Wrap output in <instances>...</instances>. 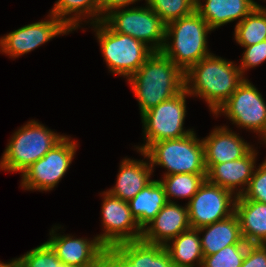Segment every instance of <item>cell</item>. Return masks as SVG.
<instances>
[{
    "mask_svg": "<svg viewBox=\"0 0 266 267\" xmlns=\"http://www.w3.org/2000/svg\"><path fill=\"white\" fill-rule=\"evenodd\" d=\"M234 40L240 46H251L266 40V7L258 4L235 25Z\"/></svg>",
    "mask_w": 266,
    "mask_h": 267,
    "instance_id": "obj_26",
    "label": "cell"
},
{
    "mask_svg": "<svg viewBox=\"0 0 266 267\" xmlns=\"http://www.w3.org/2000/svg\"><path fill=\"white\" fill-rule=\"evenodd\" d=\"M202 141L205 164H220L242 158L254 146L226 125L216 126Z\"/></svg>",
    "mask_w": 266,
    "mask_h": 267,
    "instance_id": "obj_17",
    "label": "cell"
},
{
    "mask_svg": "<svg viewBox=\"0 0 266 267\" xmlns=\"http://www.w3.org/2000/svg\"><path fill=\"white\" fill-rule=\"evenodd\" d=\"M190 228L187 205L183 207L176 201L167 202L155 218L142 229L141 240L165 246Z\"/></svg>",
    "mask_w": 266,
    "mask_h": 267,
    "instance_id": "obj_16",
    "label": "cell"
},
{
    "mask_svg": "<svg viewBox=\"0 0 266 267\" xmlns=\"http://www.w3.org/2000/svg\"><path fill=\"white\" fill-rule=\"evenodd\" d=\"M48 19L24 25L0 37V53L10 58H19L49 42L56 36L68 35L72 30L56 16L49 13Z\"/></svg>",
    "mask_w": 266,
    "mask_h": 267,
    "instance_id": "obj_11",
    "label": "cell"
},
{
    "mask_svg": "<svg viewBox=\"0 0 266 267\" xmlns=\"http://www.w3.org/2000/svg\"><path fill=\"white\" fill-rule=\"evenodd\" d=\"M200 238L198 229L190 228L164 246L174 267L202 266L204 255Z\"/></svg>",
    "mask_w": 266,
    "mask_h": 267,
    "instance_id": "obj_24",
    "label": "cell"
},
{
    "mask_svg": "<svg viewBox=\"0 0 266 267\" xmlns=\"http://www.w3.org/2000/svg\"><path fill=\"white\" fill-rule=\"evenodd\" d=\"M151 168L161 166L167 170L163 176L191 173L207 174L204 145L195 131L179 138L151 143L144 151Z\"/></svg>",
    "mask_w": 266,
    "mask_h": 267,
    "instance_id": "obj_5",
    "label": "cell"
},
{
    "mask_svg": "<svg viewBox=\"0 0 266 267\" xmlns=\"http://www.w3.org/2000/svg\"><path fill=\"white\" fill-rule=\"evenodd\" d=\"M15 259L16 267H62V262L47 242Z\"/></svg>",
    "mask_w": 266,
    "mask_h": 267,
    "instance_id": "obj_29",
    "label": "cell"
},
{
    "mask_svg": "<svg viewBox=\"0 0 266 267\" xmlns=\"http://www.w3.org/2000/svg\"><path fill=\"white\" fill-rule=\"evenodd\" d=\"M236 196L207 180L186 203L190 227L194 229L221 221L235 213Z\"/></svg>",
    "mask_w": 266,
    "mask_h": 267,
    "instance_id": "obj_12",
    "label": "cell"
},
{
    "mask_svg": "<svg viewBox=\"0 0 266 267\" xmlns=\"http://www.w3.org/2000/svg\"><path fill=\"white\" fill-rule=\"evenodd\" d=\"M236 200H254L266 204V158L256 167L247 189Z\"/></svg>",
    "mask_w": 266,
    "mask_h": 267,
    "instance_id": "obj_31",
    "label": "cell"
},
{
    "mask_svg": "<svg viewBox=\"0 0 266 267\" xmlns=\"http://www.w3.org/2000/svg\"><path fill=\"white\" fill-rule=\"evenodd\" d=\"M167 24L173 20L191 15L196 0H146V3Z\"/></svg>",
    "mask_w": 266,
    "mask_h": 267,
    "instance_id": "obj_28",
    "label": "cell"
},
{
    "mask_svg": "<svg viewBox=\"0 0 266 267\" xmlns=\"http://www.w3.org/2000/svg\"><path fill=\"white\" fill-rule=\"evenodd\" d=\"M115 247L137 267H174L168 251L163 245L145 241L122 242Z\"/></svg>",
    "mask_w": 266,
    "mask_h": 267,
    "instance_id": "obj_25",
    "label": "cell"
},
{
    "mask_svg": "<svg viewBox=\"0 0 266 267\" xmlns=\"http://www.w3.org/2000/svg\"><path fill=\"white\" fill-rule=\"evenodd\" d=\"M187 96L190 95L184 89L141 115L144 142L140 146L134 145L137 151H144L151 143L179 139L194 131V129H184Z\"/></svg>",
    "mask_w": 266,
    "mask_h": 267,
    "instance_id": "obj_7",
    "label": "cell"
},
{
    "mask_svg": "<svg viewBox=\"0 0 266 267\" xmlns=\"http://www.w3.org/2000/svg\"><path fill=\"white\" fill-rule=\"evenodd\" d=\"M0 267H16V259L9 260V262L0 261Z\"/></svg>",
    "mask_w": 266,
    "mask_h": 267,
    "instance_id": "obj_36",
    "label": "cell"
},
{
    "mask_svg": "<svg viewBox=\"0 0 266 267\" xmlns=\"http://www.w3.org/2000/svg\"><path fill=\"white\" fill-rule=\"evenodd\" d=\"M205 180L206 174L179 173L163 176L159 182L164 187L168 202H174L173 198L189 202Z\"/></svg>",
    "mask_w": 266,
    "mask_h": 267,
    "instance_id": "obj_27",
    "label": "cell"
},
{
    "mask_svg": "<svg viewBox=\"0 0 266 267\" xmlns=\"http://www.w3.org/2000/svg\"><path fill=\"white\" fill-rule=\"evenodd\" d=\"M144 158L135 160L125 157L120 162L119 173L114 187L106 190L112 196L124 201H129L140 192L152 180L153 169L151 168L148 157L143 151H137ZM146 159V160H145ZM145 160V161H144Z\"/></svg>",
    "mask_w": 266,
    "mask_h": 267,
    "instance_id": "obj_18",
    "label": "cell"
},
{
    "mask_svg": "<svg viewBox=\"0 0 266 267\" xmlns=\"http://www.w3.org/2000/svg\"><path fill=\"white\" fill-rule=\"evenodd\" d=\"M138 1L140 2L141 0H100V21H102L111 11L125 7L127 8L129 5L136 4Z\"/></svg>",
    "mask_w": 266,
    "mask_h": 267,
    "instance_id": "obj_35",
    "label": "cell"
},
{
    "mask_svg": "<svg viewBox=\"0 0 266 267\" xmlns=\"http://www.w3.org/2000/svg\"><path fill=\"white\" fill-rule=\"evenodd\" d=\"M62 267H74V266H67V265L62 263ZM83 267H102V266H83Z\"/></svg>",
    "mask_w": 266,
    "mask_h": 267,
    "instance_id": "obj_37",
    "label": "cell"
},
{
    "mask_svg": "<svg viewBox=\"0 0 266 267\" xmlns=\"http://www.w3.org/2000/svg\"><path fill=\"white\" fill-rule=\"evenodd\" d=\"M127 81L137 98L140 116L185 89V73L162 52H153Z\"/></svg>",
    "mask_w": 266,
    "mask_h": 267,
    "instance_id": "obj_2",
    "label": "cell"
},
{
    "mask_svg": "<svg viewBox=\"0 0 266 267\" xmlns=\"http://www.w3.org/2000/svg\"><path fill=\"white\" fill-rule=\"evenodd\" d=\"M245 50L242 53L239 69L245 77V71L255 68L266 61V40L251 46H241Z\"/></svg>",
    "mask_w": 266,
    "mask_h": 267,
    "instance_id": "obj_32",
    "label": "cell"
},
{
    "mask_svg": "<svg viewBox=\"0 0 266 267\" xmlns=\"http://www.w3.org/2000/svg\"><path fill=\"white\" fill-rule=\"evenodd\" d=\"M253 146L242 158L220 164H205L206 180L241 196L248 187L256 169L257 154Z\"/></svg>",
    "mask_w": 266,
    "mask_h": 267,
    "instance_id": "obj_15",
    "label": "cell"
},
{
    "mask_svg": "<svg viewBox=\"0 0 266 267\" xmlns=\"http://www.w3.org/2000/svg\"><path fill=\"white\" fill-rule=\"evenodd\" d=\"M102 199L101 223L103 232L96 235L105 246L141 239L142 229L130 211L128 201L112 196L107 191L100 193Z\"/></svg>",
    "mask_w": 266,
    "mask_h": 267,
    "instance_id": "obj_13",
    "label": "cell"
},
{
    "mask_svg": "<svg viewBox=\"0 0 266 267\" xmlns=\"http://www.w3.org/2000/svg\"><path fill=\"white\" fill-rule=\"evenodd\" d=\"M218 115L228 117L237 128L256 133L259 142L266 146V102L247 78L213 116Z\"/></svg>",
    "mask_w": 266,
    "mask_h": 267,
    "instance_id": "obj_9",
    "label": "cell"
},
{
    "mask_svg": "<svg viewBox=\"0 0 266 267\" xmlns=\"http://www.w3.org/2000/svg\"><path fill=\"white\" fill-rule=\"evenodd\" d=\"M257 5L254 0H196L195 11L215 30L237 20L238 24Z\"/></svg>",
    "mask_w": 266,
    "mask_h": 267,
    "instance_id": "obj_19",
    "label": "cell"
},
{
    "mask_svg": "<svg viewBox=\"0 0 266 267\" xmlns=\"http://www.w3.org/2000/svg\"><path fill=\"white\" fill-rule=\"evenodd\" d=\"M61 225H54L46 241L57 254L58 259L67 266H102L105 246L97 236L92 239L76 238L74 235L57 233ZM59 229V230H58Z\"/></svg>",
    "mask_w": 266,
    "mask_h": 267,
    "instance_id": "obj_14",
    "label": "cell"
},
{
    "mask_svg": "<svg viewBox=\"0 0 266 267\" xmlns=\"http://www.w3.org/2000/svg\"><path fill=\"white\" fill-rule=\"evenodd\" d=\"M110 73L128 79L153 51L132 36L114 32L103 20L90 24Z\"/></svg>",
    "mask_w": 266,
    "mask_h": 267,
    "instance_id": "obj_6",
    "label": "cell"
},
{
    "mask_svg": "<svg viewBox=\"0 0 266 267\" xmlns=\"http://www.w3.org/2000/svg\"><path fill=\"white\" fill-rule=\"evenodd\" d=\"M103 21L114 32L132 36L153 52H161L164 46L166 23L147 4L113 10Z\"/></svg>",
    "mask_w": 266,
    "mask_h": 267,
    "instance_id": "obj_8",
    "label": "cell"
},
{
    "mask_svg": "<svg viewBox=\"0 0 266 267\" xmlns=\"http://www.w3.org/2000/svg\"><path fill=\"white\" fill-rule=\"evenodd\" d=\"M241 267H266V244H248Z\"/></svg>",
    "mask_w": 266,
    "mask_h": 267,
    "instance_id": "obj_33",
    "label": "cell"
},
{
    "mask_svg": "<svg viewBox=\"0 0 266 267\" xmlns=\"http://www.w3.org/2000/svg\"><path fill=\"white\" fill-rule=\"evenodd\" d=\"M198 233L200 236L202 234L200 241L204 256L217 253L232 244H248L242 238L235 213L226 219L198 228Z\"/></svg>",
    "mask_w": 266,
    "mask_h": 267,
    "instance_id": "obj_20",
    "label": "cell"
},
{
    "mask_svg": "<svg viewBox=\"0 0 266 267\" xmlns=\"http://www.w3.org/2000/svg\"><path fill=\"white\" fill-rule=\"evenodd\" d=\"M243 240L248 244H266V204L254 200H236Z\"/></svg>",
    "mask_w": 266,
    "mask_h": 267,
    "instance_id": "obj_21",
    "label": "cell"
},
{
    "mask_svg": "<svg viewBox=\"0 0 266 267\" xmlns=\"http://www.w3.org/2000/svg\"><path fill=\"white\" fill-rule=\"evenodd\" d=\"M65 136L21 174V188L49 192L63 179L75 157L78 142Z\"/></svg>",
    "mask_w": 266,
    "mask_h": 267,
    "instance_id": "obj_10",
    "label": "cell"
},
{
    "mask_svg": "<svg viewBox=\"0 0 266 267\" xmlns=\"http://www.w3.org/2000/svg\"><path fill=\"white\" fill-rule=\"evenodd\" d=\"M65 136L34 119L28 121L9 139L0 160V169L22 174Z\"/></svg>",
    "mask_w": 266,
    "mask_h": 267,
    "instance_id": "obj_4",
    "label": "cell"
},
{
    "mask_svg": "<svg viewBox=\"0 0 266 267\" xmlns=\"http://www.w3.org/2000/svg\"><path fill=\"white\" fill-rule=\"evenodd\" d=\"M53 5L50 13L72 31L80 28L82 22L90 25L100 21V0H57Z\"/></svg>",
    "mask_w": 266,
    "mask_h": 267,
    "instance_id": "obj_23",
    "label": "cell"
},
{
    "mask_svg": "<svg viewBox=\"0 0 266 267\" xmlns=\"http://www.w3.org/2000/svg\"><path fill=\"white\" fill-rule=\"evenodd\" d=\"M211 31L208 23L194 11L189 16L166 24L161 52L186 73L201 59L212 54L207 42Z\"/></svg>",
    "mask_w": 266,
    "mask_h": 267,
    "instance_id": "obj_3",
    "label": "cell"
},
{
    "mask_svg": "<svg viewBox=\"0 0 266 267\" xmlns=\"http://www.w3.org/2000/svg\"><path fill=\"white\" fill-rule=\"evenodd\" d=\"M102 267H137L134 266L115 246L104 248Z\"/></svg>",
    "mask_w": 266,
    "mask_h": 267,
    "instance_id": "obj_34",
    "label": "cell"
},
{
    "mask_svg": "<svg viewBox=\"0 0 266 267\" xmlns=\"http://www.w3.org/2000/svg\"><path fill=\"white\" fill-rule=\"evenodd\" d=\"M245 78L235 62L212 53L185 73V89L190 97L204 99L214 115Z\"/></svg>",
    "mask_w": 266,
    "mask_h": 267,
    "instance_id": "obj_1",
    "label": "cell"
},
{
    "mask_svg": "<svg viewBox=\"0 0 266 267\" xmlns=\"http://www.w3.org/2000/svg\"><path fill=\"white\" fill-rule=\"evenodd\" d=\"M248 244H232L203 257L201 267H241Z\"/></svg>",
    "mask_w": 266,
    "mask_h": 267,
    "instance_id": "obj_30",
    "label": "cell"
},
{
    "mask_svg": "<svg viewBox=\"0 0 266 267\" xmlns=\"http://www.w3.org/2000/svg\"><path fill=\"white\" fill-rule=\"evenodd\" d=\"M168 202L163 185L159 180H152L132 199L128 201L130 211L143 229Z\"/></svg>",
    "mask_w": 266,
    "mask_h": 267,
    "instance_id": "obj_22",
    "label": "cell"
}]
</instances>
